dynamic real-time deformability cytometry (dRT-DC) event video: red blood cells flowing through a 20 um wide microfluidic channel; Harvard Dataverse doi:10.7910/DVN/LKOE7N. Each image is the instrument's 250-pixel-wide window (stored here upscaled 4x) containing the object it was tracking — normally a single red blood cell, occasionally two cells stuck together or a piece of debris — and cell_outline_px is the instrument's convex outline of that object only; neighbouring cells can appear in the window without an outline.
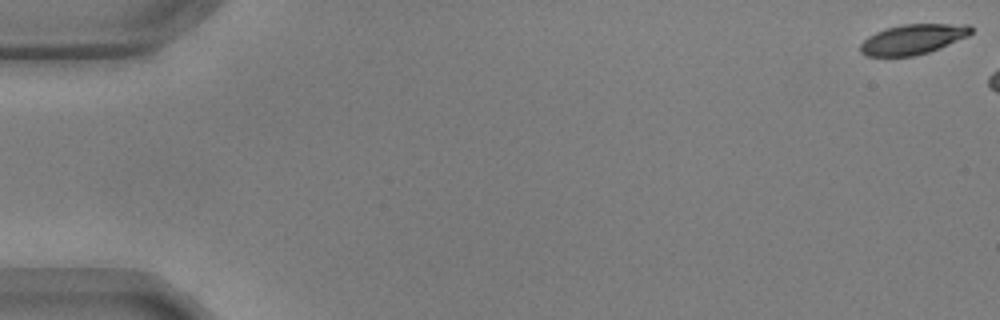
{"species": "common noctule bat (a hibernating species)", "species_latin": "Nyctalus noctula", "temperature_condition": "warm", "stored_images_in_passage": 6, "camera_frame_rate_fps": 3000, "um_per_image_px": 0.085, "animal": {"sex": "male", "body_mass_g": 17.9, "forearm_length_mm": 54.2}, "frame": {"image": 1, "passage_image": 1, "time_ms": 0.0, "image_size_px": [1000, 320], "cell_outline_px": [[972, 32], [968, 36], [940, 48], [928, 52], [912, 56], [868, 56], [860, 52], [860, 44], [868, 36], [876, 32], [900, 24], [972, 24]], "centroid_in_image_um": [77.61, 3.33], "position_along_channel_um": 7.4, "area_um2": 19.36}}